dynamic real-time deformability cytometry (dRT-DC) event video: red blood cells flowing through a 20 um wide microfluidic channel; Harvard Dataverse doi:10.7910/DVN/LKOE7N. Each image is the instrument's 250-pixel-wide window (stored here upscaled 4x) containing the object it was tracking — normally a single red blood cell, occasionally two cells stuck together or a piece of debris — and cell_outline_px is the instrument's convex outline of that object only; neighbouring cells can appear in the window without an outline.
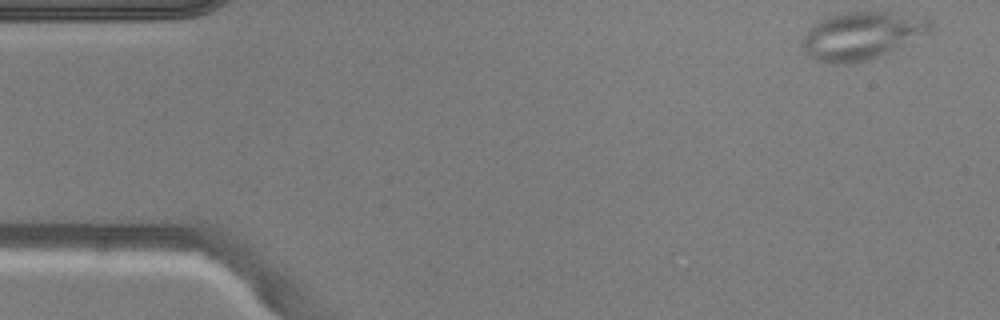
{"species": "common noctule bat (a hibernating species)", "species_latin": "Nyctalus noctula", "temperature_condition": "warm", "stored_images_in_passage": 48, "camera_frame_rate_fps": 3000, "um_per_image_px": 0.085, "animal": {"sex": "male", "body_mass_g": 20.5, "forearm_length_mm": 52.5}, "frame": {"image": 1, "passage_image": 1, "time_ms": 0.0, "image_size_px": [1000, 320], "cell_outline_px": [[936, 28], [932, 32], [900, 48], [864, 60], [844, 64], [832, 64], [816, 60], [808, 56], [804, 48], [804, 36], [812, 24], [828, 16], [848, 12], [892, 12], [928, 16], [932, 20]], "centroid_in_image_um": [73.37, 3.0], "position_along_channel_um": 11.6, "area_um2": 35.95}}
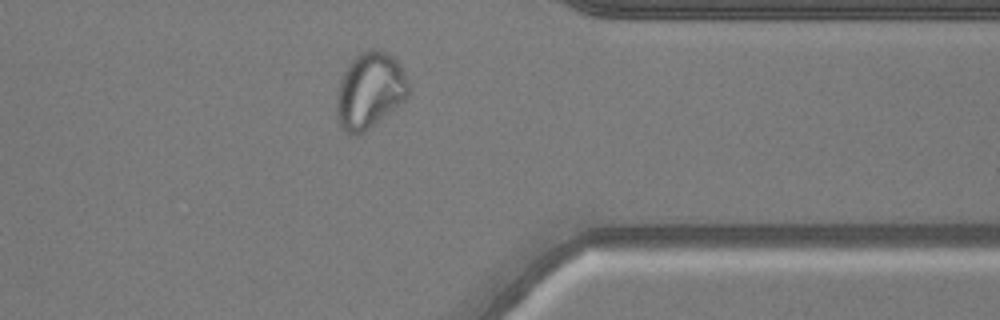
{"frame": {"image": 2, "passage_image": 38, "time_ms": 12.333, "image_size_px": [1000, 320], "cell_outline_px": [[408, 96], [404, 100], [364, 132], [348, 136], [344, 132], [336, 116], [336, 96], [340, 80], [348, 64], [360, 52], [368, 48], [372, 48], [388, 52], [396, 60], [408, 84]], "centroid_in_image_um": [31.38, 7.69], "position_along_channel_um": 380.0, "area_um2": 31.62}}
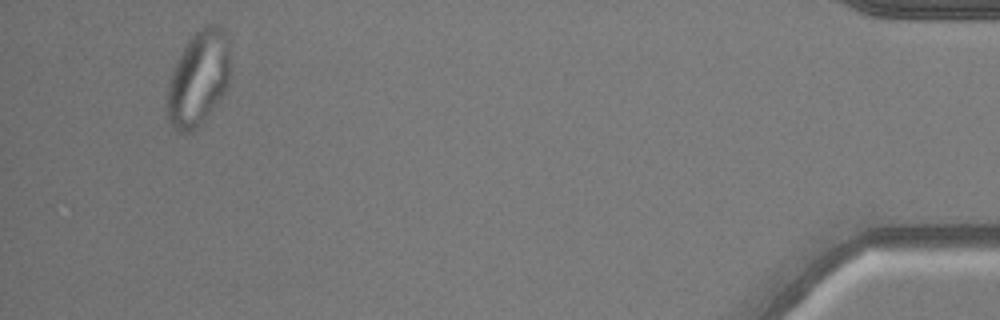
{"frame": {"image": 3, "passage_image": 46, "time_ms": 15.0, "image_size_px": [1000, 320], "cell_outline_px": [[228, 84], [224, 92], [200, 124], [192, 132], [176, 132], [172, 128], [168, 120], [168, 84], [172, 68], [184, 48], [192, 36], [196, 32], [208, 24], [216, 24], [224, 28], [228, 36]], "centroid_in_image_um": [16.85, 6.66], "position_along_channel_um": 418.3, "area_um2": 34.39}}